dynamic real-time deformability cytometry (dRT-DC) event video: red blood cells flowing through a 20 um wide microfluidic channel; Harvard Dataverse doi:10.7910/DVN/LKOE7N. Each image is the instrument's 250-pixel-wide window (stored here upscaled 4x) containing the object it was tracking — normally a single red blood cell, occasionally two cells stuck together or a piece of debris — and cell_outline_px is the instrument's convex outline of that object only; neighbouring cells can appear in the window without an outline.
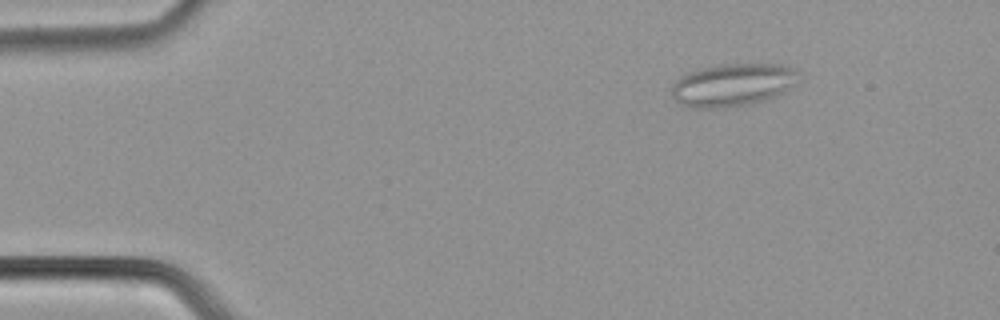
{"species": "common noctule bat (a hibernating species)", "species_latin": "Nyctalus noctula", "temperature_condition": "cold", "stored_images_in_passage": 49, "camera_frame_rate_fps": 3000, "um_per_image_px": 0.085, "animal": {"sex": "male", "body_mass_g": 21.5, "forearm_length_mm": 52.0}, "frame": {"image": 1, "passage_image": 7, "time_ms": 2.0, "image_size_px": [1000, 320], "cell_outline_px": [[800, 72], [784, 92], [776, 96], [764, 100], [748, 104], [724, 108], [692, 108], [680, 104], [672, 96], [672, 84], [680, 76], [688, 72], [700, 68], [720, 64], [784, 64]], "centroid_in_image_um": [62.22, 7.21], "position_along_channel_um": 22.8, "area_um2": 31.56}}
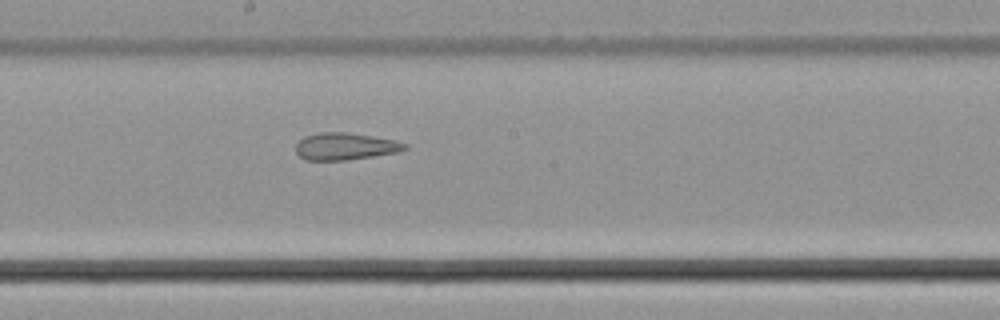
{"frame": {"image": 2, "passage_image": 27, "time_ms": 8.667, "image_size_px": [1000, 320], "cell_outline_px": [[408, 148], [400, 152], [344, 160], [304, 160], [296, 152], [296, 144], [304, 136], [320, 132], [344, 132], [372, 136], [396, 140], [408, 144]], "centroid_in_image_um": [29.36, 12.44], "position_along_channel_um": 218.8, "area_um2": 17.22}}
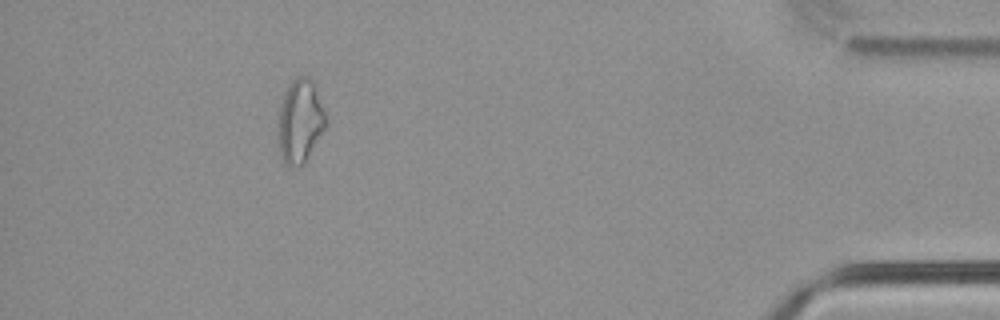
{"frame": {"image": 3, "passage_image": 45, "time_ms": 14.667, "image_size_px": [1000, 320], "cell_outline_px": [[328, 124], [304, 164], [284, 164], [280, 152], [276, 132], [280, 108], [284, 92], [292, 80], [296, 76], [308, 76], [316, 84], [328, 120]], "centroid_in_image_um": [25.53, 10.25], "position_along_channel_um": 409.7, "area_um2": 23.7}}